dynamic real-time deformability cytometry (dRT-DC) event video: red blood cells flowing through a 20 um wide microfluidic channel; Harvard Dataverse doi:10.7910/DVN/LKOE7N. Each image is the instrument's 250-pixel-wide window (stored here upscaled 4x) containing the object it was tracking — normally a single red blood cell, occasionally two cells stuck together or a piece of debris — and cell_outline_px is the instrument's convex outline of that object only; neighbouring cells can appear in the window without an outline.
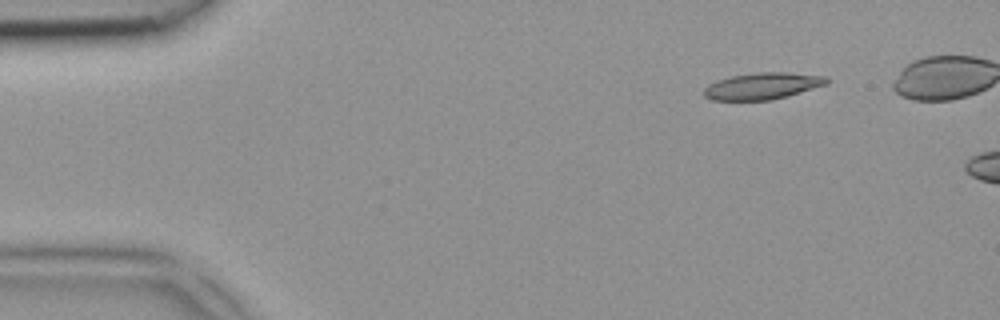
{"species": "common noctule bat (a hibernating species)", "species_latin": "Nyctalus noctula", "temperature_condition": "room temperature", "stored_images_in_passage": 3, "camera_frame_rate_fps": 3000, "um_per_image_px": 0.085, "animal": {"sex": "female", "body_mass_g": 18.4}, "frame": {"image": 1, "passage_image": 1, "time_ms": 0.0, "image_size_px": [1000, 320], "cell_outline_px": [[828, 84], [788, 96], [772, 100], [712, 100], [704, 96], [704, 88], [708, 84], [716, 80], [732, 76], [756, 72], [788, 72], [828, 76]], "centroid_in_image_um": [64.83, 7.3], "position_along_channel_um": 20.2, "area_um2": 19.25}}